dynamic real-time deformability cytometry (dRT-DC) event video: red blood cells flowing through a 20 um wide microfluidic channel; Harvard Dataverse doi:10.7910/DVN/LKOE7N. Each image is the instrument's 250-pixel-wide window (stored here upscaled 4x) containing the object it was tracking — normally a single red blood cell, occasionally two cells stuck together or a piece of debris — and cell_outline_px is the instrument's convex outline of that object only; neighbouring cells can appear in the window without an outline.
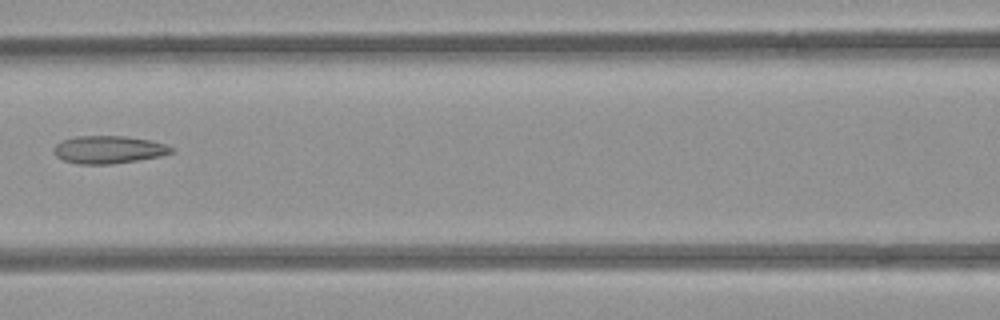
{"species": "common noctule bat (a hibernating species)", "species_latin": "Nyctalus noctula", "temperature_condition": "room temperature", "stored_images_in_passage": 4, "camera_frame_rate_fps": 3000, "um_per_image_px": 0.085, "animal": {"sex": "female", "body_mass_g": 21.9}, "frame": {"image": 1, "passage_image": 4, "time_ms": 3.333, "image_size_px": [1000, 320], "cell_outline_px": [[172, 152], [160, 156], [112, 164], [80, 164], [64, 160], [56, 156], [52, 148], [56, 144], [64, 140], [76, 136], [124, 136], [148, 140], [164, 144], [172, 148]], "centroid_in_image_um": [9.18, 12.72], "position_along_channel_um": 157.4, "area_um2": 18.67}}